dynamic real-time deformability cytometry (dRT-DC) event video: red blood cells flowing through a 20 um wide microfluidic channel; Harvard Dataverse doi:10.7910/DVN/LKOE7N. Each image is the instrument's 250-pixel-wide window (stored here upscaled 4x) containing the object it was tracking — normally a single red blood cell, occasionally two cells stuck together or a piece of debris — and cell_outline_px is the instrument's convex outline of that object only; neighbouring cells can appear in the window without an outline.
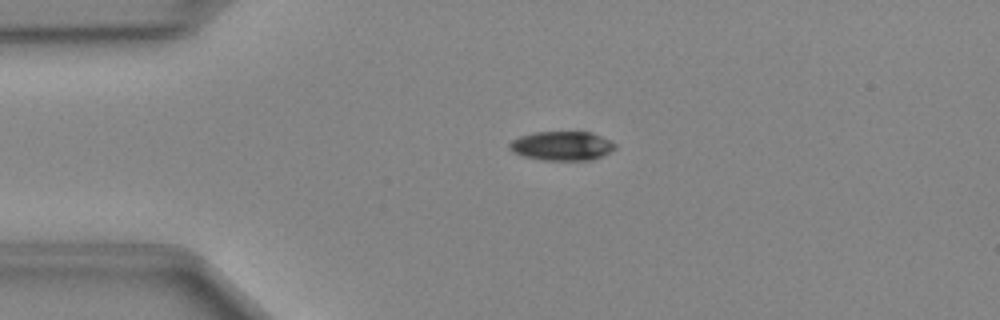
{"species": "Egyptian fruit bat (a non-hibernating species)", "species_latin": "Rousettus aegyptiacus", "temperature_condition": "cold", "stored_images_in_passage": 39, "camera_frame_rate_fps": 3000, "um_per_image_px": 0.085, "animal": {"sex": "female"}, "frame": {"image": 1, "passage_image": 1, "time_ms": 0.0, "image_size_px": [1000, 320], "cell_outline_px": [[616, 148], [592, 160], [540, 160], [524, 156], [512, 152], [508, 148], [508, 144], [512, 140], [520, 136], [532, 132], [592, 132], [612, 140], [616, 144]], "centroid_in_image_um": [47.75, 12.39], "position_along_channel_um": 37.3, "area_um2": 18.09}}
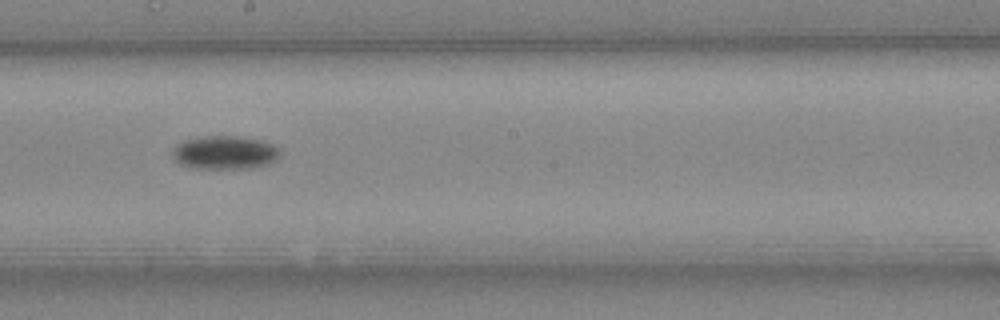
{"frame": {"image": 2, "passage_image": 17, "time_ms": 5.333, "image_size_px": [1000, 320], "cell_outline_px": [[280, 156], [276, 160], [268, 164], [252, 168], [192, 168], [180, 164], [172, 156], [172, 148], [176, 144], [184, 140], [204, 136], [236, 136], [260, 140], [272, 144], [280, 148]], "centroid_in_image_um": [19.1, 12.96], "position_along_channel_um": 229.1, "area_um2": 21.1}}
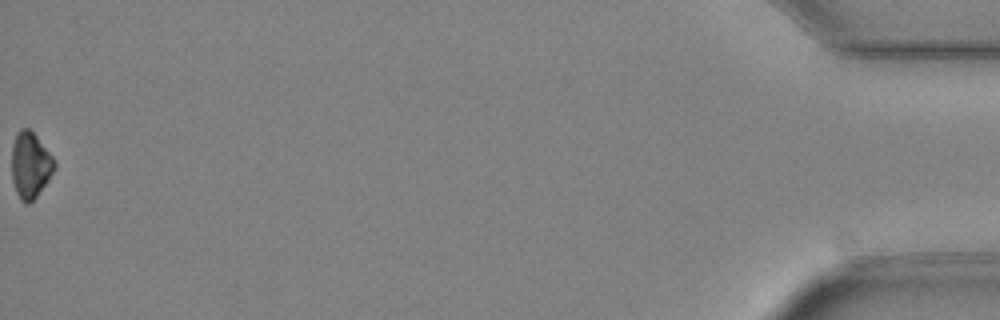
{"frame": {"image": 3, "passage_image": 39, "time_ms": 12.667, "image_size_px": [1000, 320], "cell_outline_px": [[56, 168], [48, 180], [36, 196], [28, 204], [24, 204], [20, 200], [16, 192], [12, 180], [12, 144], [20, 128], [28, 128], [36, 136], [52, 156], [56, 164]], "centroid_in_image_um": [2.56, 14.05], "position_along_channel_um": 432.6, "area_um2": 16.3}}